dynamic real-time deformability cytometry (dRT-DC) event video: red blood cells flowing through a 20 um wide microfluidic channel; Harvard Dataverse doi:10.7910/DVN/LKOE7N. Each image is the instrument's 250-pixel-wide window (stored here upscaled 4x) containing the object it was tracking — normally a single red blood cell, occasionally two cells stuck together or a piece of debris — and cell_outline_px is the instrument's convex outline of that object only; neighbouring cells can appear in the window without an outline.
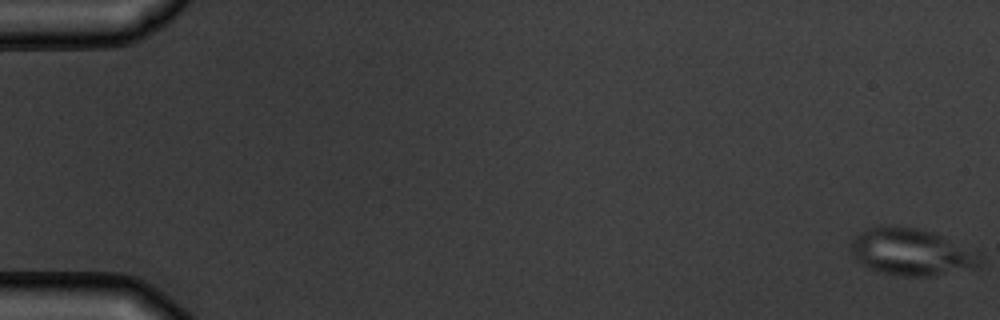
{"species": "common noctule bat (a hibernating species)", "species_latin": "Nyctalus noctula", "temperature_condition": "warm", "stored_images_in_passage": 5, "camera_frame_rate_fps": 3000, "um_per_image_px": 0.085, "animal": {"sex": "male", "body_mass_g": 19.5, "forearm_length_mm": 54.6}, "frame": {"image": 1, "passage_image": 1, "time_ms": 0.0, "image_size_px": [1000, 320], "cell_outline_px": [[984, 260], [980, 268], [928, 276], [900, 276], [880, 272], [868, 268], [856, 260], [852, 256], [848, 244], [860, 232], [868, 228], [880, 224], [916, 228], [932, 232], [944, 236], [984, 252]], "centroid_in_image_um": [77.55, 21.42], "position_along_channel_um": 7.5, "area_um2": 36.53}}